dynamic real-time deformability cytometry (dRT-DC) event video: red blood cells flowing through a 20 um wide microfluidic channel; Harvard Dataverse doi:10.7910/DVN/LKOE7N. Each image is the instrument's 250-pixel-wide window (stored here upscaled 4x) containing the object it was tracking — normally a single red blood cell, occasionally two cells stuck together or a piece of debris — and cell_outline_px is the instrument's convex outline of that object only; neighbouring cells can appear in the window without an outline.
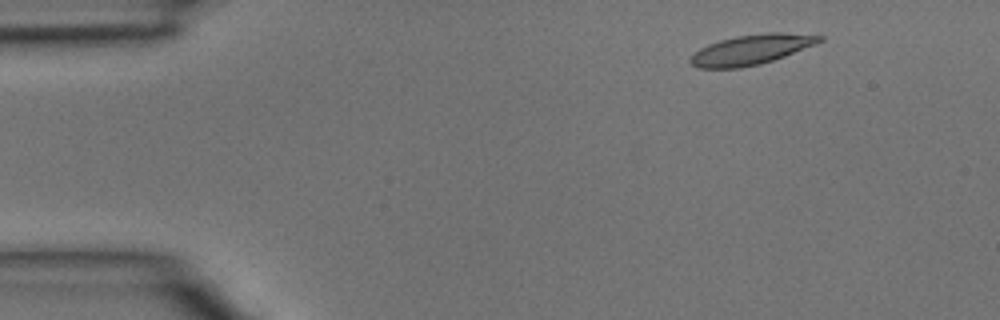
{"species": "common noctule bat (a hibernating species)", "species_latin": "Nyctalus noctula", "temperature_condition": "room temperature", "stored_images_in_passage": 3, "segment_of_instrument_passage": [2, 2], "camera_frame_rate_fps": 3000, "um_per_image_px": 0.085, "animal": {"sex": "male", "body_mass_g": 15.6}, "frame": {"image": 1, "passage_image": 3, "time_ms": 0.667, "image_size_px": [1000, 320], "cell_outline_px": [[824, 40], [816, 44], [784, 56], [760, 64], [740, 68], [696, 68], [688, 60], [700, 48], [708, 44], [720, 40], [736, 36], [768, 32], [784, 32], [824, 36]], "centroid_in_image_um": [63.86, 4.21], "position_along_channel_um": 21.1, "area_um2": 22.48}}